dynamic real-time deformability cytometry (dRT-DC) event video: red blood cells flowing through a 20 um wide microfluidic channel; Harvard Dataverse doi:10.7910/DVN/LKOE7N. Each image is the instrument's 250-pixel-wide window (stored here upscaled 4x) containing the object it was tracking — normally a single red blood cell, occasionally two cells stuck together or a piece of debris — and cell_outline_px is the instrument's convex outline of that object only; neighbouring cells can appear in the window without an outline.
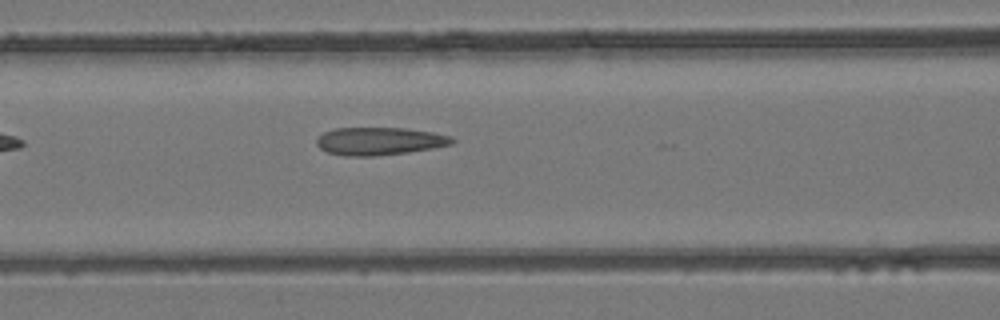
{"species": "common noctule bat (a hibernating species)", "species_latin": "Nyctalus noctula", "temperature_condition": "room temperature", "stored_images_in_passage": 3, "camera_frame_rate_fps": 3000, "um_per_image_px": 0.085, "animal": {"sex": "female", "body_mass_g": 24.6, "forearm_length_mm": 56.2}, "frame": {"image": 1, "passage_image": 3, "time_ms": 0.667, "image_size_px": [1000, 320], "cell_outline_px": [[456, 140], [452, 144], [432, 148], [408, 152], [376, 156], [344, 156], [328, 152], [320, 148], [316, 144], [316, 140], [324, 132], [336, 128], [404, 128], [432, 132], [452, 136]], "centroid_in_image_um": [32.26, 12.0], "position_along_channel_um": 134.3, "area_um2": 21.91}}